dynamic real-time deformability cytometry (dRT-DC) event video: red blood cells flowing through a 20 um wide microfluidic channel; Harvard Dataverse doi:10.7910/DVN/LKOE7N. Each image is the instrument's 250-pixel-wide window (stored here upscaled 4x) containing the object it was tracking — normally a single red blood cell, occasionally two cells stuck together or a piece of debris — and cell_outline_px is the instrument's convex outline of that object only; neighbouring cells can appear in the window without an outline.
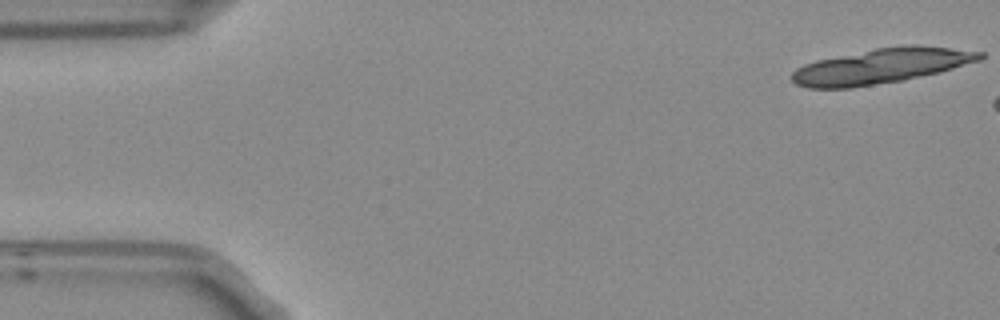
{"species": "Egyptian fruit bat (a non-hibernating species)", "species_latin": "Rousettus aegyptiacus", "temperature_condition": "room temperature", "stored_images_in_passage": 6, "camera_frame_rate_fps": 3000, "um_per_image_px": 0.085, "frame": {"image": 1, "passage_image": 1, "time_ms": 0.0, "image_size_px": [1000, 320], "cell_outline_px": [[984, 56], [980, 60], [940, 72], [904, 80], [852, 88], [808, 88], [796, 84], [792, 80], [792, 72], [796, 68], [804, 64], [816, 60], [876, 48], [912, 44], [916, 44], [984, 52]], "centroid_in_image_um": [74.9, 5.61], "position_along_channel_um": 10.1, "area_um2": 38.44}}